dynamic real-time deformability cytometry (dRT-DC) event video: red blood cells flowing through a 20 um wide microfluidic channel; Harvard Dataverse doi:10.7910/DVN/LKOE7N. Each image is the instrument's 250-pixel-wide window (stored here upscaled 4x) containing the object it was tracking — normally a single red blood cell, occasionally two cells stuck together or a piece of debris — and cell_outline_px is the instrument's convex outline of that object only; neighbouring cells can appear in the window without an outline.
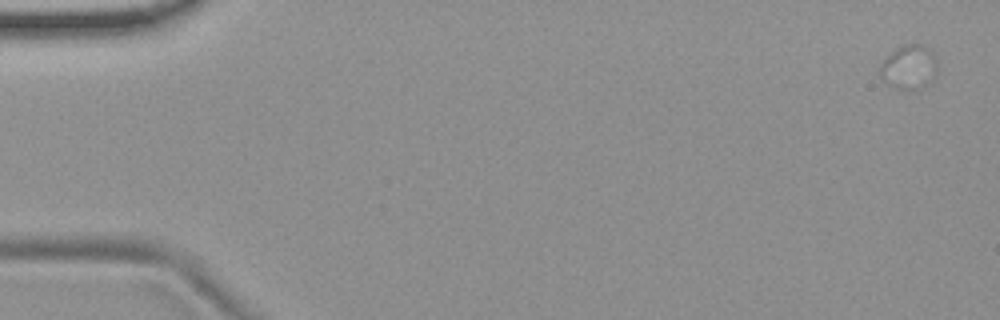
{"species": "common noctule bat (a hibernating species)", "species_latin": "Nyctalus noctula", "temperature_condition": "room temperature", "stored_images_in_passage": 1, "camera_frame_rate_fps": 3000, "um_per_image_px": 0.085, "animal": {"sex": "female", "body_mass_g": 19.9}, "frame": {"image": 1, "passage_image": 1, "time_ms": 0.0, "image_size_px": [1000, 320], "cell_outline_px": [[936, 68], [916, 88], [892, 88], [880, 76], [880, 64], [896, 48], [908, 44], [920, 44], [932, 52], [936, 60]], "centroid_in_image_um": [77.16, 5.64], "position_along_channel_um": 7.8, "area_um2": 13.58}}